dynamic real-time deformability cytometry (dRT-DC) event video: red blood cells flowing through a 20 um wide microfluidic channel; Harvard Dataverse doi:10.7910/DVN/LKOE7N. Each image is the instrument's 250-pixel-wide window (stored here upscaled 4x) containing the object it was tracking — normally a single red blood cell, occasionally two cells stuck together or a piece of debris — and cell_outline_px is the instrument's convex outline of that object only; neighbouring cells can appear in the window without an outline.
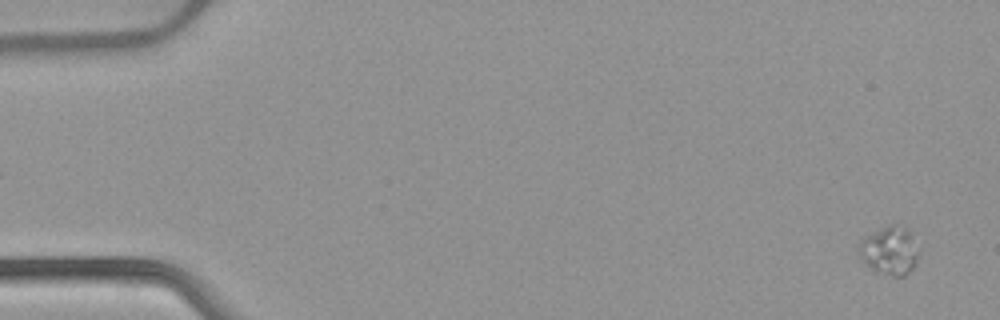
{"species": "common noctule bat (a hibernating species)", "species_latin": "Nyctalus noctula", "temperature_condition": "warm", "stored_images_in_passage": 54, "camera_frame_rate_fps": 3000, "um_per_image_px": 0.085, "animal": {"sex": "female", "body_mass_g": 22.7, "forearm_length_mm": 54.2}, "frame": {"image": 1, "passage_image": 2, "time_ms": 0.333, "image_size_px": [1000, 320], "cell_outline_px": [[920, 248], [916, 264], [904, 276], [892, 276], [872, 268], [860, 256], [856, 248], [860, 240], [872, 232], [880, 228], [892, 224], [896, 224], [908, 228]], "centroid_in_image_um": [75.65, 21.26], "position_along_channel_um": 9.3, "area_um2": 16.94}}
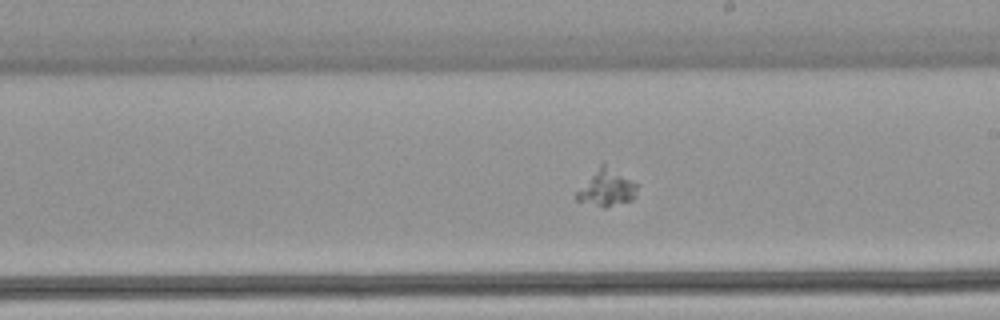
{"frame": {"image": 2, "passage_image": 31, "time_ms": 10.0, "image_size_px": [1000, 320], "cell_outline_px": [[636, 196], [632, 200], [604, 208], [576, 200], [576, 192], [600, 164], [604, 164], [632, 180], [636, 184]], "centroid_in_image_um": [51.56, 16.0], "position_along_channel_um": 237.4, "area_um2": 12.6}}
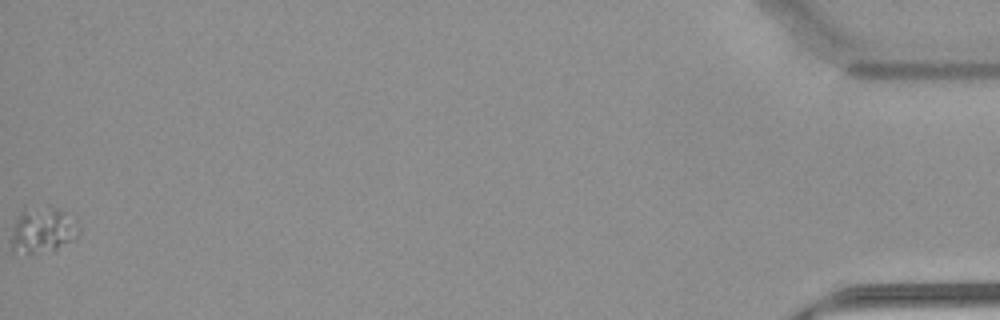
{"frame": {"image": 3, "passage_image": 54, "time_ms": 17.667, "image_size_px": [1000, 320], "cell_outline_px": [[80, 232], [76, 236], [52, 252], [28, 256], [24, 256], [12, 252], [12, 228], [20, 212], [24, 208], [56, 208], [80, 228]], "centroid_in_image_um": [3.53, 19.66], "position_along_channel_um": 431.7, "area_um2": 17.86}}